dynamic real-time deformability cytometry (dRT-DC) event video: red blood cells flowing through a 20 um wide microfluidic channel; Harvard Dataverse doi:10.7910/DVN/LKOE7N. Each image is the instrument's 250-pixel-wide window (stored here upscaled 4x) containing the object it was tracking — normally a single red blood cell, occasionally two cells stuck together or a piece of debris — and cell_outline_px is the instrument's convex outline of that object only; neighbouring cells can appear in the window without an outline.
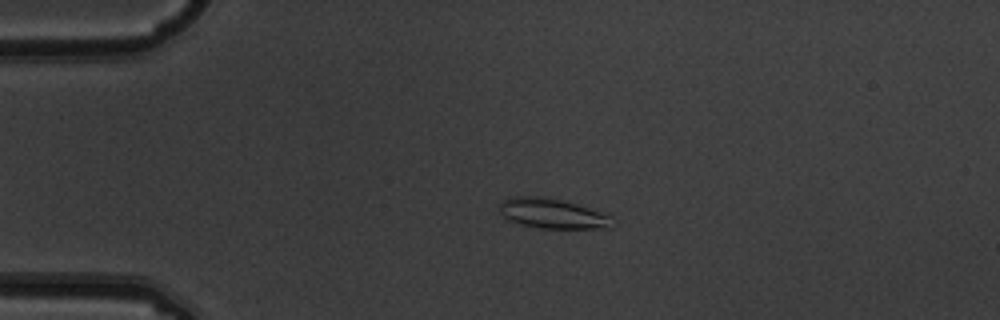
{"species": "common noctule bat (a hibernating species)", "species_latin": "Nyctalus noctula", "temperature_condition": "warm", "stored_images_in_passage": 4, "camera_frame_rate_fps": 3000, "um_per_image_px": 0.085, "animal": {"sex": "male", "body_mass_g": 19.5, "forearm_length_mm": 54.6}, "frame": {"image": 1, "passage_image": 3, "time_ms": 0.667, "image_size_px": [1000, 320], "cell_outline_px": [[612, 216], [608, 228], [540, 228], [520, 224], [508, 220], [496, 208], [504, 200], [512, 196], [540, 196], [564, 200]], "centroid_in_image_um": [46.87, 18.14], "position_along_channel_um": 38.1, "area_um2": 19.54}}